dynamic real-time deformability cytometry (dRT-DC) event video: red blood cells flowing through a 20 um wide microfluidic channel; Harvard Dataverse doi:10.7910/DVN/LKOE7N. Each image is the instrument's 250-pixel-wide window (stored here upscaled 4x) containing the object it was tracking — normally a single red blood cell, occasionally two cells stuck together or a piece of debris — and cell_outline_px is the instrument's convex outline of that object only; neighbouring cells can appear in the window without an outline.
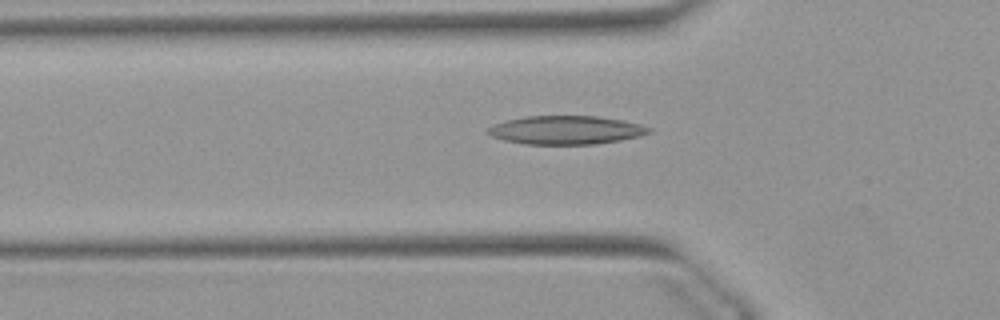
{"species": "Egyptian fruit bat (a non-hibernating species)", "species_latin": "Rousettus aegyptiacus", "temperature_condition": "warm", "stored_images_in_passage": 39, "camera_frame_rate_fps": 3000, "um_per_image_px": 0.085, "animal": {"sex": "female"}, "frame": {"image": 1, "passage_image": 10, "time_ms": 3.0, "image_size_px": [1000, 320], "cell_outline_px": [[652, 132], [640, 136], [620, 140], [596, 144], [524, 144], [504, 140], [492, 136], [484, 132], [488, 128], [496, 124], [508, 120], [524, 116], [596, 116], [624, 120], [640, 124], [652, 128]], "centroid_in_image_um": [48.14, 11.05], "position_along_channel_um": 77.7, "area_um2": 26.82}}
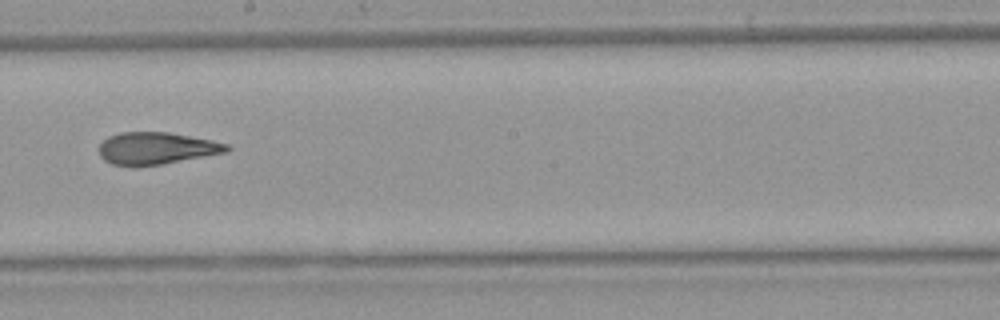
{"frame": {"image": 2, "passage_image": 22, "time_ms": 7.0, "image_size_px": [1000, 320], "cell_outline_px": [[232, 148], [228, 152], [160, 164], [136, 168], [112, 164], [104, 160], [100, 156], [100, 144], [108, 136], [120, 132], [168, 132], [212, 140], [228, 144]], "centroid_in_image_um": [13.28, 12.62], "position_along_channel_um": 234.9, "area_um2": 24.1}}
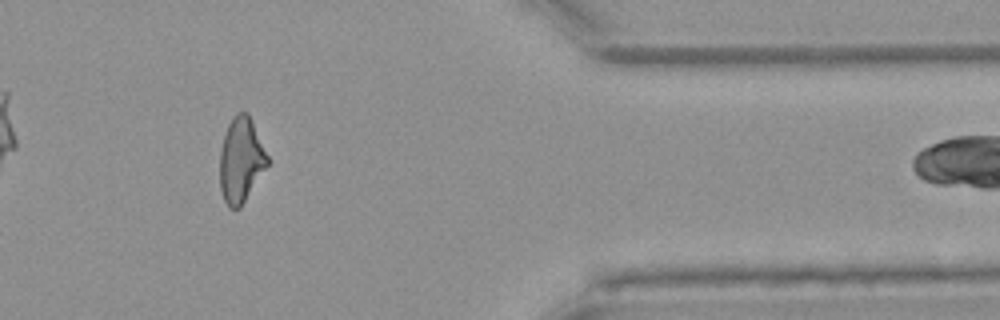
{"frame": {"image": 3, "passage_image": 36, "time_ms": 11.667, "image_size_px": [1000, 320], "cell_outline_px": [[268, 164], [240, 208], [228, 208], [224, 200], [220, 188], [220, 152], [224, 136], [228, 124], [232, 116], [236, 112], [248, 112], [252, 120], [268, 156]], "centroid_in_image_um": [20.47, 13.59], "position_along_channel_um": 390.9, "area_um2": 23.47}, "authors_computed_cell_mechanics": {"area_um2": 24.7384, "velocity_mm_per_s": 3.9206, "shape_relaxation_time_tau1_ms": null, "shape_relaxation_time_tau2_ms": 2.4646, "deformation_change_tau1": null, "deformation_change_tau2": 0.1201}}